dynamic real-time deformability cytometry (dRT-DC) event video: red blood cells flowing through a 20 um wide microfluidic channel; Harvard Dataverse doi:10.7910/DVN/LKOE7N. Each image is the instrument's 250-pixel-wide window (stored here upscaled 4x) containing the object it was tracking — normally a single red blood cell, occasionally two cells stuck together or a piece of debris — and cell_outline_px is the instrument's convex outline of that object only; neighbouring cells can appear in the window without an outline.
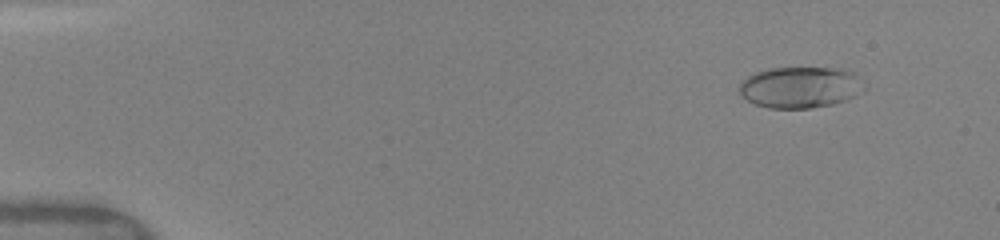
{"species": "human", "species_latin": "Homo sapiens", "temperature_condition": "warm", "stored_images_in_passage": 59, "camera_frame_rate_fps": 3000, "um_per_image_px": 0.085, "donor": {"sex": "female"}, "frame": {"image": 1, "passage_image": 4, "time_ms": 1.0, "image_size_px": [1000, 240], "cell_outline_px": [[868, 88], [856, 96], [848, 100], [832, 104], [808, 108], [768, 108], [756, 104], [740, 96], [740, 80], [756, 72], [768, 68], [832, 68], [856, 72]], "centroid_in_image_um": [68.07, 7.42], "position_along_channel_um": 16.9, "area_um2": 30.4}}
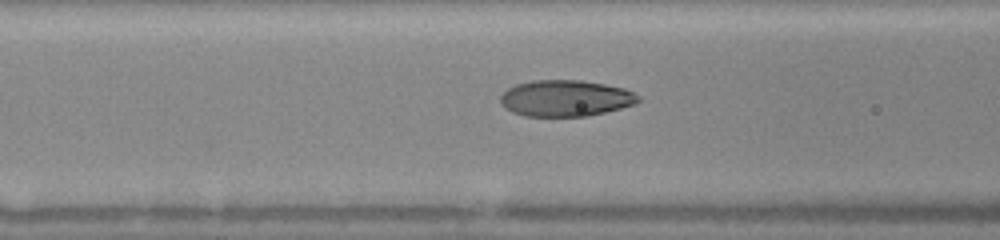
{"frame": {"image": 2, "passage_image": 21, "time_ms": 6.333, "image_size_px": [1000, 240], "cell_outline_px": [[640, 100], [636, 104], [588, 116], [524, 116], [512, 112], [504, 108], [500, 104], [500, 96], [508, 88], [516, 84], [532, 80], [580, 80], [604, 84], [624, 88], [640, 96]], "centroid_in_image_um": [48.05, 8.35], "position_along_channel_um": 118.6, "area_um2": 29.25}}
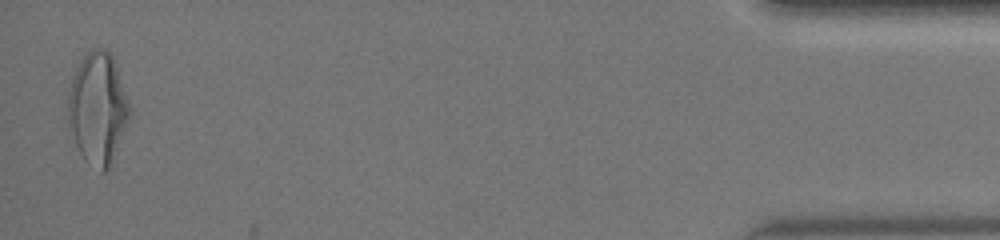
{"frame": {"image": 3, "passage_image": 58, "time_ms": 15.667, "image_size_px": [1000, 240], "cell_outline_px": [[128, 116], [108, 168], [104, 172], [100, 172], [84, 160], [76, 144], [68, 124], [68, 88], [72, 76], [84, 52], [92, 48], [104, 48], [112, 56], [128, 104]], "centroid_in_image_um": [8.23, 9.16], "position_along_channel_um": 427.0, "area_um2": 38.9}, "authors_computed_cell_mechanics": {"area_um2": 29.478, "velocity_mm_per_s": 4.1373, "shape_relaxation_time_tau1_ms": 3.7878, "shape_relaxation_time_tau2_ms": 0.8297, "deformation_change_tau1": 0.2016, "deformation_change_tau2": 0.0613}}